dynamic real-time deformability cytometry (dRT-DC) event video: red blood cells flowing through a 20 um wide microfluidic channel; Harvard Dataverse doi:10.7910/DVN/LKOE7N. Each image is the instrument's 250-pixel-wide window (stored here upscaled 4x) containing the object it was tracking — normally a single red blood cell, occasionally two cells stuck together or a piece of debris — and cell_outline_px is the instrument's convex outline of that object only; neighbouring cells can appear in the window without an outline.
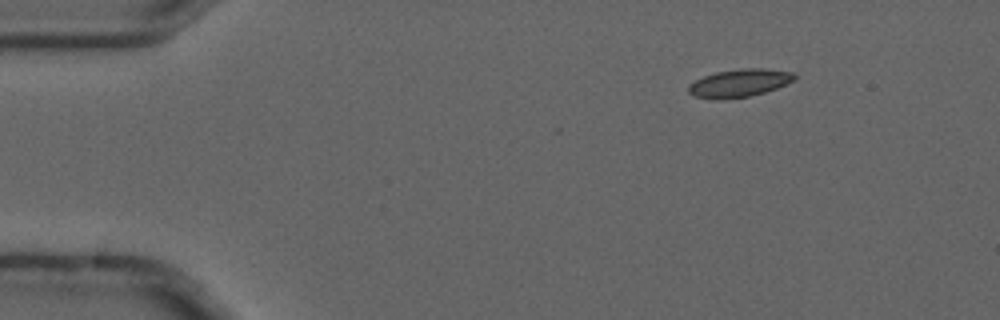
{"species": "common noctule bat (a hibernating species)", "species_latin": "Nyctalus noctula", "temperature_condition": "cold", "stored_images_in_passage": 5, "camera_frame_rate_fps": 3000, "um_per_image_px": 0.085, "animal": {"sex": "male", "forearm_length_mm": 52.5}, "frame": {"image": 1, "passage_image": 1, "time_ms": 0.0, "image_size_px": [1000, 320], "cell_outline_px": [[796, 80], [776, 88], [764, 92], [748, 96], [696, 96], [688, 92], [688, 84], [704, 76], [716, 72], [744, 68], [764, 68], [792, 72], [796, 76]], "centroid_in_image_um": [62.93, 7.0], "position_along_channel_um": 22.1, "area_um2": 16.36}}
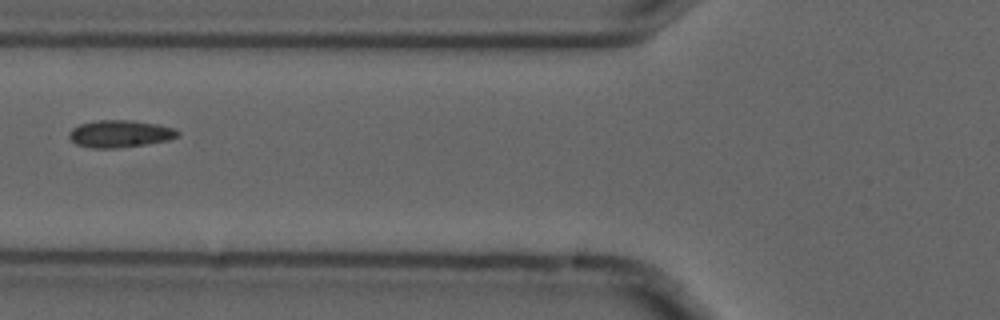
{"frame": {"image": 2, "passage_image": 5, "time_ms": 1.333, "image_size_px": [1000, 320], "cell_outline_px": [[180, 136], [168, 140], [144, 144], [116, 148], [92, 148], [76, 144], [68, 136], [68, 132], [72, 128], [80, 124], [100, 120], [132, 120], [156, 124], [172, 128], [180, 132]], "centroid_in_image_um": [10.18, 11.37], "position_along_channel_um": 115.6, "area_um2": 17.11}}